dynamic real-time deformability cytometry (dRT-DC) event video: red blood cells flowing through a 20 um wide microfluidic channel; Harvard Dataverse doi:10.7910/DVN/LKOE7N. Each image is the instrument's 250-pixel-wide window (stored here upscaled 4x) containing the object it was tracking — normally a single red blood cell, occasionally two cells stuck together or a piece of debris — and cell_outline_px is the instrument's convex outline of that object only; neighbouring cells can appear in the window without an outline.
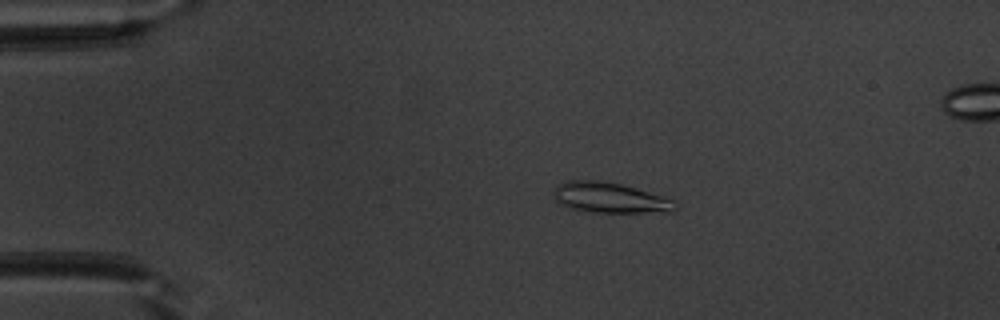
{"species": "common noctule bat (a hibernating species)", "species_latin": "Nyctalus noctula", "temperature_condition": "warm", "stored_images_in_passage": 53, "segment_of_instrument_passage": [1, 2], "camera_frame_rate_fps": 3000, "um_per_image_px": 0.085, "animal": {"sex": "male", "body_mass_g": 20.1, "forearm_length_mm": 53.5}, "frame": {"image": 1, "passage_image": 11, "time_ms": 3.333, "image_size_px": [1000, 320], "cell_outline_px": [[680, 204], [672, 212], [596, 212], [572, 208], [560, 204], [556, 200], [556, 188], [560, 184], [568, 180], [596, 180], [620, 184], [676, 200]], "centroid_in_image_um": [51.92, 16.81], "position_along_channel_um": 33.1, "area_um2": 21.15}}
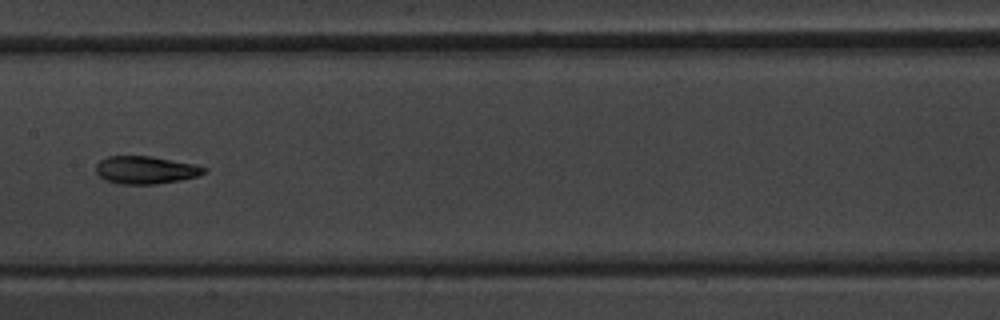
{"frame": {"image": 2, "passage_image": 27, "time_ms": 8.667, "image_size_px": [1000, 320], "cell_outline_px": [[208, 168], [204, 172], [196, 176], [180, 180], [156, 184], [120, 184], [104, 180], [96, 172], [96, 164], [100, 160], [108, 156], [152, 156], [196, 164]], "centroid_in_image_um": [12.37, 14.44], "position_along_channel_um": 195.0, "area_um2": 17.51}}
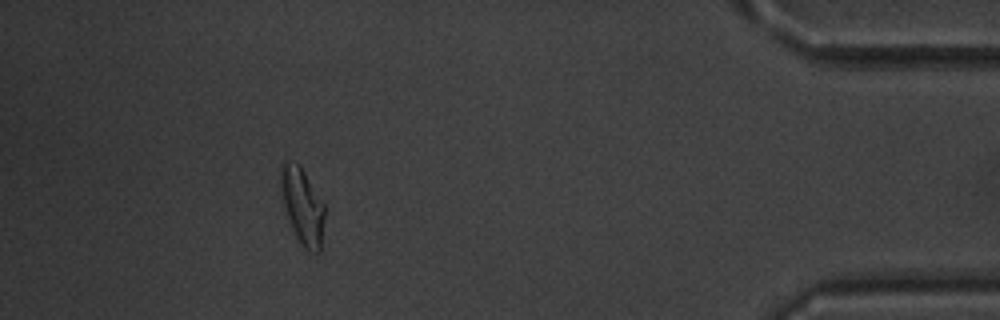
{"frame": {"image": 3, "passage_image": 47, "time_ms": 15.333, "image_size_px": [1000, 320], "cell_outline_px": [[324, 216], [320, 252], [308, 252], [304, 248], [296, 236], [292, 228], [284, 204], [280, 184], [280, 172], [284, 160], [288, 160], [296, 164], [304, 172], [324, 204]], "centroid_in_image_um": [25.71, 17.54], "position_along_channel_um": 409.5, "area_um2": 18.96}}